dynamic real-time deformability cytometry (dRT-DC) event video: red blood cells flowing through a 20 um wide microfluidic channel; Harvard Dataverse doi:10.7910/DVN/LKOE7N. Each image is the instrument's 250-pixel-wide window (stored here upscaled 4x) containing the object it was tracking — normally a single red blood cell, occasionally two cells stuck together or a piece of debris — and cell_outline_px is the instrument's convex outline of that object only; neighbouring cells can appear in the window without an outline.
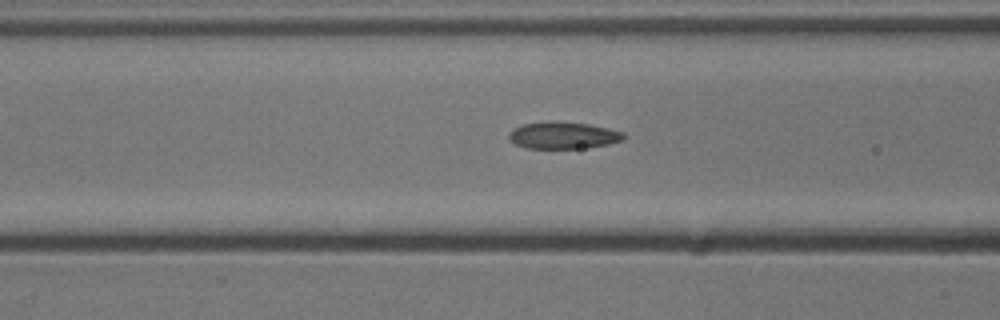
{"species": "common noctule bat (a hibernating species)", "species_latin": "Nyctalus noctula", "temperature_condition": "cold", "stored_images_in_passage": 16, "camera_frame_rate_fps": 3000, "um_per_image_px": 0.085, "animal": {"sex": "male", "body_mass_g": 13.3}, "frame": {"image": 1, "passage_image": 5, "time_ms": 1.333, "image_size_px": [1000, 320], "cell_outline_px": [[624, 140], [608, 144], [580, 148], [524, 148], [516, 144], [508, 136], [508, 132], [512, 128], [524, 124], [556, 120], [588, 124], [608, 128], [624, 132]], "centroid_in_image_um": [47.85, 11.49], "position_along_channel_um": 118.7, "area_um2": 18.03}}
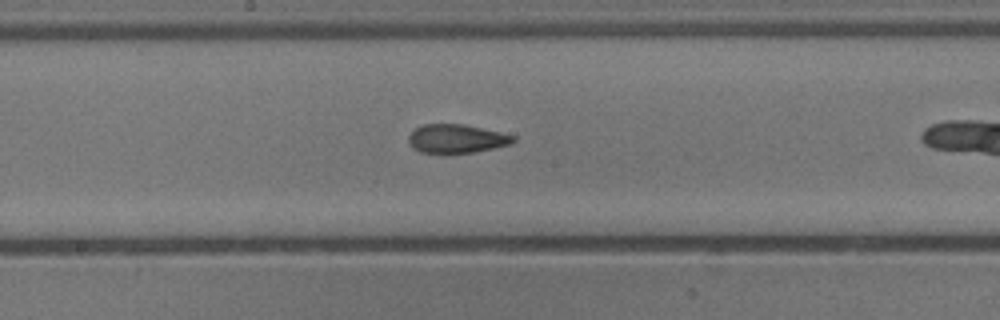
{"frame": {"image": 2, "passage_image": 12, "time_ms": 3.667, "image_size_px": [1000, 320], "cell_outline_px": [[516, 140], [512, 144], [472, 152], [420, 152], [412, 148], [408, 140], [408, 136], [416, 128], [424, 124], [464, 124], [500, 132], [516, 136]], "centroid_in_image_um": [38.82, 11.77], "position_along_channel_um": 209.4, "area_um2": 17.28}}